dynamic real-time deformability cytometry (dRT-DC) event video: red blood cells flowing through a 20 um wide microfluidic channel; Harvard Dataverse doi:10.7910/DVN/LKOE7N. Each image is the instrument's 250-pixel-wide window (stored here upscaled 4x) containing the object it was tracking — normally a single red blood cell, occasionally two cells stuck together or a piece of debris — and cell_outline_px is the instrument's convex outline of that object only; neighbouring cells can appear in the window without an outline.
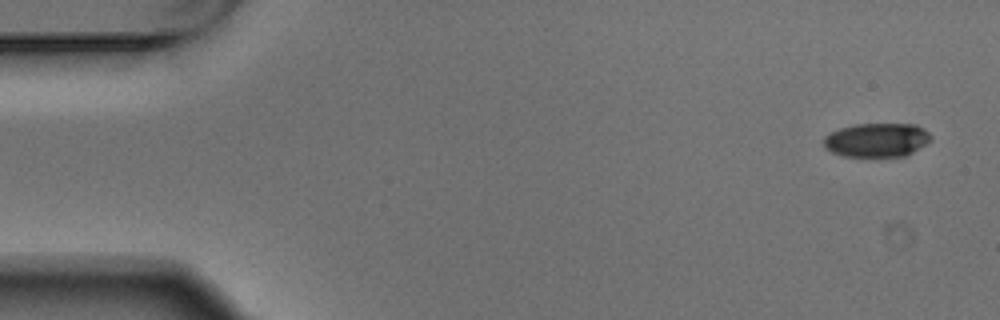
{"species": "Egyptian fruit bat (a non-hibernating species)", "species_latin": "Rousettus aegyptiacus", "temperature_condition": "warm", "stored_images_in_passage": 5, "camera_frame_rate_fps": 3000, "um_per_image_px": 0.085, "animal": {"sex": "male"}, "frame": {"image": 1, "passage_image": 1, "time_ms": 0.0, "image_size_px": [1000, 320], "cell_outline_px": [[932, 140], [912, 152], [904, 156], [844, 156], [832, 152], [824, 144], [824, 136], [840, 128], [856, 124], [916, 124], [924, 128], [932, 136]], "centroid_in_image_um": [74.56, 11.89], "position_along_channel_um": 10.4, "area_um2": 21.04}}
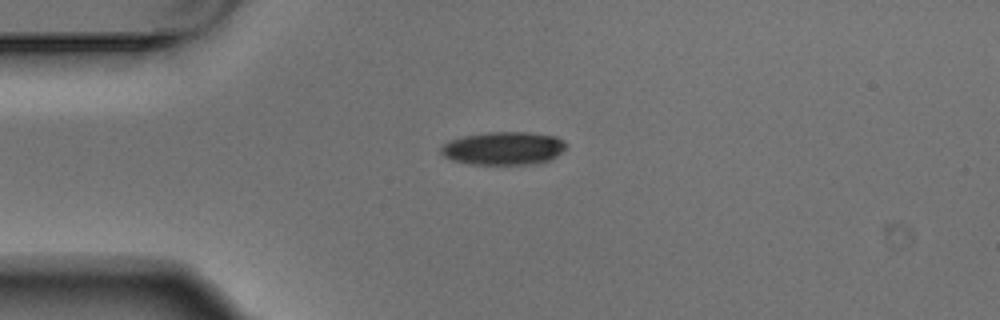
{"frame": {"image": 2, "passage_image": 4, "time_ms": 1.0, "image_size_px": [1000, 320], "cell_outline_px": [[568, 144], [556, 156], [548, 160], [536, 164], [472, 164], [452, 160], [444, 156], [440, 152], [440, 148], [448, 140], [464, 136], [488, 132], [528, 132], [556, 136], [564, 140]], "centroid_in_image_um": [42.8, 12.6], "position_along_channel_um": 42.2, "area_um2": 24.16}}